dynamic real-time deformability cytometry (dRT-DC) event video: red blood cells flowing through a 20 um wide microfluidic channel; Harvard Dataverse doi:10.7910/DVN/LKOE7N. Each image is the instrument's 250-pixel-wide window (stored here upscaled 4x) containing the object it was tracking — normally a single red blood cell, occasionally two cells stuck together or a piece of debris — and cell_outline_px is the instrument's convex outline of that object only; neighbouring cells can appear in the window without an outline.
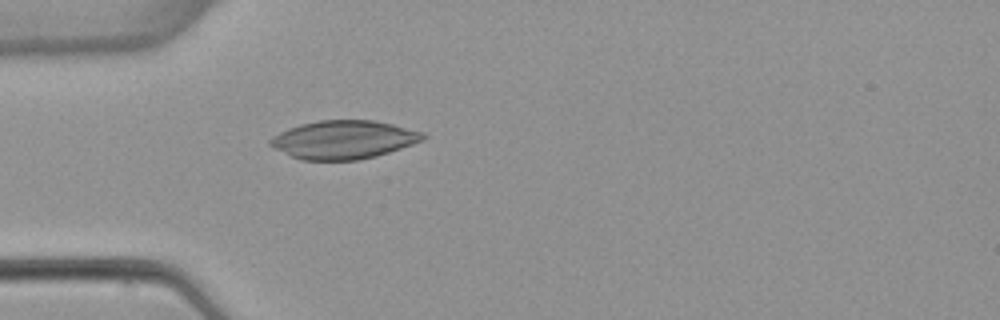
{"species": "common noctule bat (a hibernating species)", "species_latin": "Nyctalus noctula", "temperature_condition": "warm", "stored_images_in_passage": 4, "camera_frame_rate_fps": 3000, "um_per_image_px": 0.085, "animal": {"sex": "female", "body_mass_g": 22.7, "forearm_length_mm": 54.2}, "frame": {"image": 1, "passage_image": 4, "time_ms": 3.667, "image_size_px": [1000, 320], "cell_outline_px": [[428, 136], [424, 140], [376, 156], [360, 160], [300, 160], [272, 148], [268, 144], [268, 140], [272, 136], [288, 128], [300, 124], [320, 120], [372, 120], [392, 124], [424, 132]], "centroid_in_image_um": [29.18, 11.87], "position_along_channel_um": 55.8, "area_um2": 34.33}}